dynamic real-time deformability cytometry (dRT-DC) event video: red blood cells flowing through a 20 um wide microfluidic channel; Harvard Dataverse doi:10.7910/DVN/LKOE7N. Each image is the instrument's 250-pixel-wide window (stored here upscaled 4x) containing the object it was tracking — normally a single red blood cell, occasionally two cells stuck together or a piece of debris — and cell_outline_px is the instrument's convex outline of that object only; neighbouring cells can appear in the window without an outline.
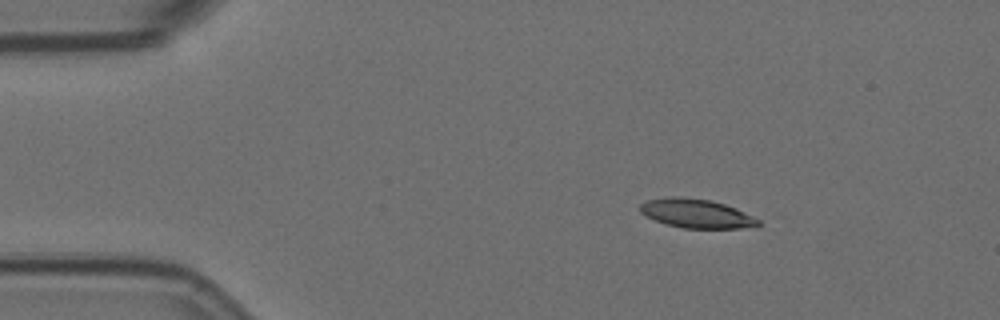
{"species": "Egyptian fruit bat (a non-hibernating species)", "species_latin": "Rousettus aegyptiacus", "temperature_condition": "room temperature", "stored_images_in_passage": 4, "camera_frame_rate_fps": 3000, "um_per_image_px": 0.085, "animal": {"sex": "female"}, "frame": {"image": 1, "passage_image": 2, "time_ms": 0.333, "image_size_px": [1000, 320], "cell_outline_px": [[760, 224], [756, 228], [684, 228], [664, 224], [644, 216], [640, 212], [640, 204], [648, 200], [668, 196], [680, 196], [708, 200], [724, 204], [736, 208], [760, 220]], "centroid_in_image_um": [59.18, 18.15], "position_along_channel_um": 25.8, "area_um2": 20.11}}